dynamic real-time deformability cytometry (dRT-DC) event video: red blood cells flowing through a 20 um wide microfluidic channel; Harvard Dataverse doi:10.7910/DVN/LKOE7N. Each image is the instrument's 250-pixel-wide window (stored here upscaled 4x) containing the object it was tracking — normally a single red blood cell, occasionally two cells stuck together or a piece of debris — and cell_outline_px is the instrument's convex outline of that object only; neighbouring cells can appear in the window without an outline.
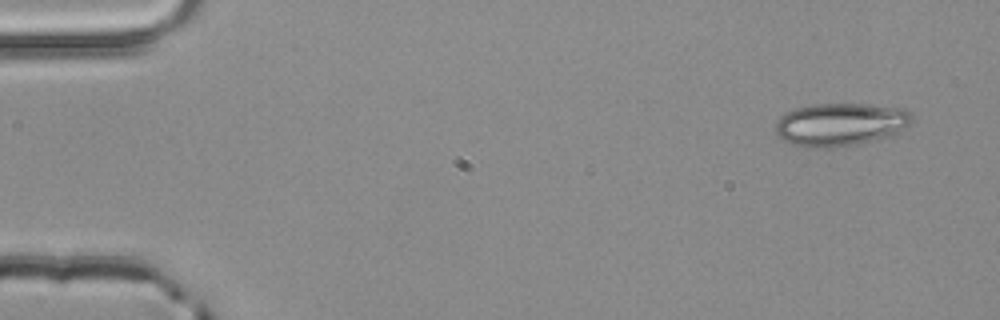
{"species": "common noctule bat (a hibernating species)", "species_latin": "Nyctalus noctula", "temperature_condition": "room temperature", "stored_images_in_passage": 3, "camera_frame_rate_fps": 3000, "um_per_image_px": 0.085, "animal": {"sex": "male", "body_mass_g": 20.4}, "frame": {"image": 1, "passage_image": 1, "time_ms": 0.0, "image_size_px": [1000, 320], "cell_outline_px": [[912, 120], [904, 128], [892, 136], [832, 148], [804, 148], [780, 140], [776, 132], [776, 120], [780, 116], [796, 108], [816, 104], [868, 104], [904, 108], [912, 112]], "centroid_in_image_um": [71.41, 10.58], "position_along_channel_um": 13.6, "area_um2": 34.33}}